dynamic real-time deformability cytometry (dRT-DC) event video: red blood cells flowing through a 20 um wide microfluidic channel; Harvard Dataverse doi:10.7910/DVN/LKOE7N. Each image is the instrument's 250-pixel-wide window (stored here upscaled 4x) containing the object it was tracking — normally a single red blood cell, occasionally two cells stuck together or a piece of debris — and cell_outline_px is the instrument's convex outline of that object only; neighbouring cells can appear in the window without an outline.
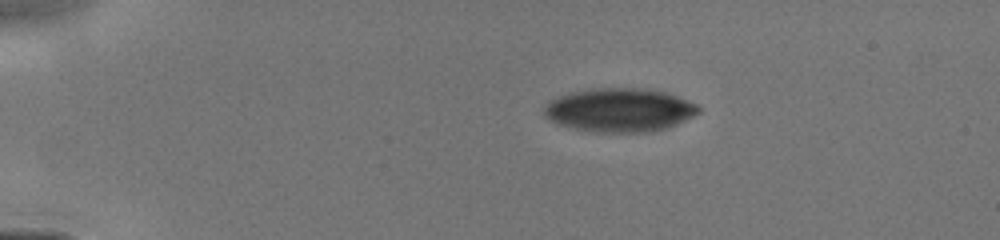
{"species": "human", "species_latin": "Homo sapiens", "temperature_condition": "cold", "stored_images_in_passage": 13, "camera_frame_rate_fps": 3000, "um_per_image_px": 0.085, "donor": {"sex": "male"}, "frame": {"image": 1, "passage_image": 1, "time_ms": 0.0, "image_size_px": [1000, 240], "cell_outline_px": [[700, 112], [668, 128], [652, 132], [596, 132], [568, 128], [556, 124], [548, 120], [544, 116], [544, 108], [552, 100], [568, 92], [596, 88], [640, 88], [664, 92], [688, 100], [696, 104], [700, 108]], "centroid_in_image_um": [52.63, 9.37], "position_along_channel_um": 32.4, "area_um2": 39.36}}
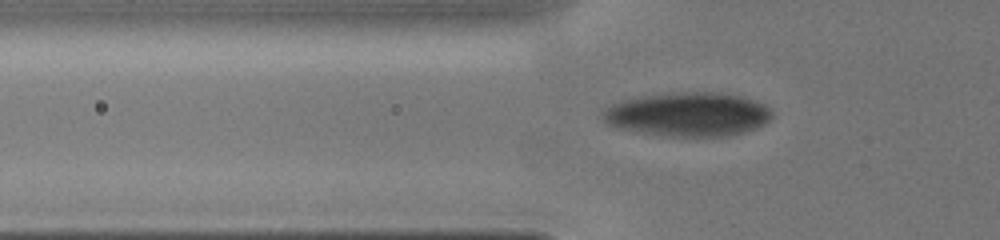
{"frame": {"image": 2, "passage_image": 8, "time_ms": 2.333, "image_size_px": [1000, 240], "cell_outline_px": [[772, 116], [764, 124], [756, 128], [744, 132], [728, 136], [664, 136], [636, 132], [616, 128], [608, 124], [604, 120], [600, 112], [604, 108], [620, 100], [664, 92], [720, 92], [740, 96], [764, 104], [772, 112]], "centroid_in_image_um": [58.42, 9.71], "position_along_channel_um": 67.4, "area_um2": 43.81}}
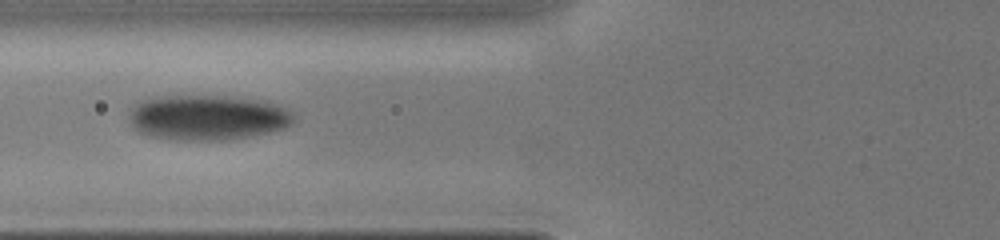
{"frame": {"image": 3, "passage_image": 11, "time_ms": 3.333, "image_size_px": [1000, 240], "cell_outline_px": [[296, 116], [292, 124], [284, 128], [252, 136], [228, 140], [168, 140], [148, 136], [136, 132], [128, 116], [128, 108], [140, 100], [148, 96], [228, 96], [268, 100], [292, 112]], "centroid_in_image_um": [17.59, 9.98], "position_along_channel_um": 108.2, "area_um2": 44.45}}